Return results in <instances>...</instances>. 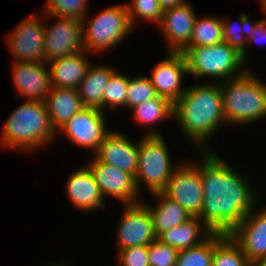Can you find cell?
<instances>
[{
    "mask_svg": "<svg viewBox=\"0 0 266 266\" xmlns=\"http://www.w3.org/2000/svg\"><path fill=\"white\" fill-rule=\"evenodd\" d=\"M202 154L198 169L204 200L197 217L213 233L230 234L249 212L255 211L257 192L250 181L213 150L203 151Z\"/></svg>",
    "mask_w": 266,
    "mask_h": 266,
    "instance_id": "obj_1",
    "label": "cell"
},
{
    "mask_svg": "<svg viewBox=\"0 0 266 266\" xmlns=\"http://www.w3.org/2000/svg\"><path fill=\"white\" fill-rule=\"evenodd\" d=\"M174 120L181 130L202 151L210 137L216 134L221 123H225L223 98L219 83H204L186 87L185 93L174 104Z\"/></svg>",
    "mask_w": 266,
    "mask_h": 266,
    "instance_id": "obj_2",
    "label": "cell"
},
{
    "mask_svg": "<svg viewBox=\"0 0 266 266\" xmlns=\"http://www.w3.org/2000/svg\"><path fill=\"white\" fill-rule=\"evenodd\" d=\"M0 144L5 149L33 151L48 145L57 132L44 101L26 100L5 122Z\"/></svg>",
    "mask_w": 266,
    "mask_h": 266,
    "instance_id": "obj_3",
    "label": "cell"
},
{
    "mask_svg": "<svg viewBox=\"0 0 266 266\" xmlns=\"http://www.w3.org/2000/svg\"><path fill=\"white\" fill-rule=\"evenodd\" d=\"M219 84L226 124H247L266 117V83L251 70Z\"/></svg>",
    "mask_w": 266,
    "mask_h": 266,
    "instance_id": "obj_4",
    "label": "cell"
},
{
    "mask_svg": "<svg viewBox=\"0 0 266 266\" xmlns=\"http://www.w3.org/2000/svg\"><path fill=\"white\" fill-rule=\"evenodd\" d=\"M181 53L186 61L188 75L196 79L209 76L220 83L242 76L249 70L242 68L245 67L242 55L226 42L212 46H187Z\"/></svg>",
    "mask_w": 266,
    "mask_h": 266,
    "instance_id": "obj_5",
    "label": "cell"
},
{
    "mask_svg": "<svg viewBox=\"0 0 266 266\" xmlns=\"http://www.w3.org/2000/svg\"><path fill=\"white\" fill-rule=\"evenodd\" d=\"M174 170L175 166L171 163L163 135L158 129H148L139 141L138 147V167L135 176L138 191H142L140 185L145 183L150 194L162 192Z\"/></svg>",
    "mask_w": 266,
    "mask_h": 266,
    "instance_id": "obj_6",
    "label": "cell"
},
{
    "mask_svg": "<svg viewBox=\"0 0 266 266\" xmlns=\"http://www.w3.org/2000/svg\"><path fill=\"white\" fill-rule=\"evenodd\" d=\"M81 21L84 50L90 53L114 48L134 29L126 4L107 7L95 18L86 20L84 17Z\"/></svg>",
    "mask_w": 266,
    "mask_h": 266,
    "instance_id": "obj_7",
    "label": "cell"
},
{
    "mask_svg": "<svg viewBox=\"0 0 266 266\" xmlns=\"http://www.w3.org/2000/svg\"><path fill=\"white\" fill-rule=\"evenodd\" d=\"M162 193L177 202L192 217L200 214L204 194L197 163L178 164Z\"/></svg>",
    "mask_w": 266,
    "mask_h": 266,
    "instance_id": "obj_8",
    "label": "cell"
},
{
    "mask_svg": "<svg viewBox=\"0 0 266 266\" xmlns=\"http://www.w3.org/2000/svg\"><path fill=\"white\" fill-rule=\"evenodd\" d=\"M57 18V22L44 30V62L46 64L62 57L75 55L84 50L82 21Z\"/></svg>",
    "mask_w": 266,
    "mask_h": 266,
    "instance_id": "obj_9",
    "label": "cell"
},
{
    "mask_svg": "<svg viewBox=\"0 0 266 266\" xmlns=\"http://www.w3.org/2000/svg\"><path fill=\"white\" fill-rule=\"evenodd\" d=\"M105 118L102 110L84 107L58 130L65 133L73 144L92 150L94 154L110 132L105 126Z\"/></svg>",
    "mask_w": 266,
    "mask_h": 266,
    "instance_id": "obj_10",
    "label": "cell"
},
{
    "mask_svg": "<svg viewBox=\"0 0 266 266\" xmlns=\"http://www.w3.org/2000/svg\"><path fill=\"white\" fill-rule=\"evenodd\" d=\"M117 229L118 251L135 246H148L157 237L148 207L141 202L125 204Z\"/></svg>",
    "mask_w": 266,
    "mask_h": 266,
    "instance_id": "obj_11",
    "label": "cell"
},
{
    "mask_svg": "<svg viewBox=\"0 0 266 266\" xmlns=\"http://www.w3.org/2000/svg\"><path fill=\"white\" fill-rule=\"evenodd\" d=\"M39 18L36 14L27 17L7 36L15 62H44L45 27Z\"/></svg>",
    "mask_w": 266,
    "mask_h": 266,
    "instance_id": "obj_12",
    "label": "cell"
},
{
    "mask_svg": "<svg viewBox=\"0 0 266 266\" xmlns=\"http://www.w3.org/2000/svg\"><path fill=\"white\" fill-rule=\"evenodd\" d=\"M90 161L92 162H89L87 167L92 172L103 197L109 195L122 201L124 205L141 202L140 192L132 174L95 158Z\"/></svg>",
    "mask_w": 266,
    "mask_h": 266,
    "instance_id": "obj_13",
    "label": "cell"
},
{
    "mask_svg": "<svg viewBox=\"0 0 266 266\" xmlns=\"http://www.w3.org/2000/svg\"><path fill=\"white\" fill-rule=\"evenodd\" d=\"M168 55L153 67L151 77L157 96L175 104L185 93L182 87V77L188 75L186 61L181 52H167Z\"/></svg>",
    "mask_w": 266,
    "mask_h": 266,
    "instance_id": "obj_14",
    "label": "cell"
},
{
    "mask_svg": "<svg viewBox=\"0 0 266 266\" xmlns=\"http://www.w3.org/2000/svg\"><path fill=\"white\" fill-rule=\"evenodd\" d=\"M187 2L163 12L158 27L166 38L168 52H182L190 44L197 16Z\"/></svg>",
    "mask_w": 266,
    "mask_h": 266,
    "instance_id": "obj_15",
    "label": "cell"
},
{
    "mask_svg": "<svg viewBox=\"0 0 266 266\" xmlns=\"http://www.w3.org/2000/svg\"><path fill=\"white\" fill-rule=\"evenodd\" d=\"M139 141L134 143L120 131H110L95 152V159L124 170L134 177L138 167Z\"/></svg>",
    "mask_w": 266,
    "mask_h": 266,
    "instance_id": "obj_16",
    "label": "cell"
},
{
    "mask_svg": "<svg viewBox=\"0 0 266 266\" xmlns=\"http://www.w3.org/2000/svg\"><path fill=\"white\" fill-rule=\"evenodd\" d=\"M261 209L249 212L229 234L250 262L266 257V207Z\"/></svg>",
    "mask_w": 266,
    "mask_h": 266,
    "instance_id": "obj_17",
    "label": "cell"
},
{
    "mask_svg": "<svg viewBox=\"0 0 266 266\" xmlns=\"http://www.w3.org/2000/svg\"><path fill=\"white\" fill-rule=\"evenodd\" d=\"M45 62H13V81L19 94L27 100L44 101L51 89L50 70Z\"/></svg>",
    "mask_w": 266,
    "mask_h": 266,
    "instance_id": "obj_18",
    "label": "cell"
},
{
    "mask_svg": "<svg viewBox=\"0 0 266 266\" xmlns=\"http://www.w3.org/2000/svg\"><path fill=\"white\" fill-rule=\"evenodd\" d=\"M67 197L78 210L89 211L105 207L99 186L87 166L72 172L66 185Z\"/></svg>",
    "mask_w": 266,
    "mask_h": 266,
    "instance_id": "obj_19",
    "label": "cell"
},
{
    "mask_svg": "<svg viewBox=\"0 0 266 266\" xmlns=\"http://www.w3.org/2000/svg\"><path fill=\"white\" fill-rule=\"evenodd\" d=\"M86 51L62 57L49 64L51 86L78 90L90 67Z\"/></svg>",
    "mask_w": 266,
    "mask_h": 266,
    "instance_id": "obj_20",
    "label": "cell"
},
{
    "mask_svg": "<svg viewBox=\"0 0 266 266\" xmlns=\"http://www.w3.org/2000/svg\"><path fill=\"white\" fill-rule=\"evenodd\" d=\"M51 124L55 131L63 126L75 113L84 108L76 89L52 86L44 99Z\"/></svg>",
    "mask_w": 266,
    "mask_h": 266,
    "instance_id": "obj_21",
    "label": "cell"
},
{
    "mask_svg": "<svg viewBox=\"0 0 266 266\" xmlns=\"http://www.w3.org/2000/svg\"><path fill=\"white\" fill-rule=\"evenodd\" d=\"M202 233L204 235H201ZM212 234V230L203 221L198 217H192L188 221L164 231L157 239L180 251L202 244ZM200 236L205 237H201L200 240Z\"/></svg>",
    "mask_w": 266,
    "mask_h": 266,
    "instance_id": "obj_22",
    "label": "cell"
},
{
    "mask_svg": "<svg viewBox=\"0 0 266 266\" xmlns=\"http://www.w3.org/2000/svg\"><path fill=\"white\" fill-rule=\"evenodd\" d=\"M153 196L159 201V204L156 205V207L150 206L144 201L142 202L149 209L156 237L164 231L178 226L192 218L191 214H189L177 202L166 197L162 192L153 193Z\"/></svg>",
    "mask_w": 266,
    "mask_h": 266,
    "instance_id": "obj_23",
    "label": "cell"
},
{
    "mask_svg": "<svg viewBox=\"0 0 266 266\" xmlns=\"http://www.w3.org/2000/svg\"><path fill=\"white\" fill-rule=\"evenodd\" d=\"M115 71V68L103 64L93 67L90 65L78 88L84 107L103 111L104 88Z\"/></svg>",
    "mask_w": 266,
    "mask_h": 266,
    "instance_id": "obj_24",
    "label": "cell"
},
{
    "mask_svg": "<svg viewBox=\"0 0 266 266\" xmlns=\"http://www.w3.org/2000/svg\"><path fill=\"white\" fill-rule=\"evenodd\" d=\"M134 111V119L141 125L157 124L162 120L174 118V104L162 97H155L153 99L146 100L141 104H138L131 108Z\"/></svg>",
    "mask_w": 266,
    "mask_h": 266,
    "instance_id": "obj_25",
    "label": "cell"
},
{
    "mask_svg": "<svg viewBox=\"0 0 266 266\" xmlns=\"http://www.w3.org/2000/svg\"><path fill=\"white\" fill-rule=\"evenodd\" d=\"M260 21L256 23H250L249 18L245 13L239 18L238 24L234 25L229 23V21L222 19V29H223V42H226L230 47L237 50L244 60L247 62V55L249 46L247 45V40L251 38L255 26ZM239 27V28H238Z\"/></svg>",
    "mask_w": 266,
    "mask_h": 266,
    "instance_id": "obj_26",
    "label": "cell"
},
{
    "mask_svg": "<svg viewBox=\"0 0 266 266\" xmlns=\"http://www.w3.org/2000/svg\"><path fill=\"white\" fill-rule=\"evenodd\" d=\"M223 233H213L202 244L180 250L176 266H212L214 245L224 236Z\"/></svg>",
    "mask_w": 266,
    "mask_h": 266,
    "instance_id": "obj_27",
    "label": "cell"
},
{
    "mask_svg": "<svg viewBox=\"0 0 266 266\" xmlns=\"http://www.w3.org/2000/svg\"><path fill=\"white\" fill-rule=\"evenodd\" d=\"M223 42L222 19L215 16L198 17L188 46H212Z\"/></svg>",
    "mask_w": 266,
    "mask_h": 266,
    "instance_id": "obj_28",
    "label": "cell"
},
{
    "mask_svg": "<svg viewBox=\"0 0 266 266\" xmlns=\"http://www.w3.org/2000/svg\"><path fill=\"white\" fill-rule=\"evenodd\" d=\"M212 266H250V261L240 245L226 234L214 245Z\"/></svg>",
    "mask_w": 266,
    "mask_h": 266,
    "instance_id": "obj_29",
    "label": "cell"
},
{
    "mask_svg": "<svg viewBox=\"0 0 266 266\" xmlns=\"http://www.w3.org/2000/svg\"><path fill=\"white\" fill-rule=\"evenodd\" d=\"M129 83V76L117 72L111 75L103 93V112L108 106L110 108L126 107L127 108V86Z\"/></svg>",
    "mask_w": 266,
    "mask_h": 266,
    "instance_id": "obj_30",
    "label": "cell"
},
{
    "mask_svg": "<svg viewBox=\"0 0 266 266\" xmlns=\"http://www.w3.org/2000/svg\"><path fill=\"white\" fill-rule=\"evenodd\" d=\"M87 2L88 0H47L43 11L49 17L82 20L88 15Z\"/></svg>",
    "mask_w": 266,
    "mask_h": 266,
    "instance_id": "obj_31",
    "label": "cell"
},
{
    "mask_svg": "<svg viewBox=\"0 0 266 266\" xmlns=\"http://www.w3.org/2000/svg\"><path fill=\"white\" fill-rule=\"evenodd\" d=\"M157 97V92L149 76L129 78L127 86V108L141 104L142 102Z\"/></svg>",
    "mask_w": 266,
    "mask_h": 266,
    "instance_id": "obj_32",
    "label": "cell"
},
{
    "mask_svg": "<svg viewBox=\"0 0 266 266\" xmlns=\"http://www.w3.org/2000/svg\"><path fill=\"white\" fill-rule=\"evenodd\" d=\"M131 25L135 27V19L140 17L160 24L164 10L161 8L158 0H132L126 4Z\"/></svg>",
    "mask_w": 266,
    "mask_h": 266,
    "instance_id": "obj_33",
    "label": "cell"
},
{
    "mask_svg": "<svg viewBox=\"0 0 266 266\" xmlns=\"http://www.w3.org/2000/svg\"><path fill=\"white\" fill-rule=\"evenodd\" d=\"M178 250L156 239L148 245L150 266H176Z\"/></svg>",
    "mask_w": 266,
    "mask_h": 266,
    "instance_id": "obj_34",
    "label": "cell"
},
{
    "mask_svg": "<svg viewBox=\"0 0 266 266\" xmlns=\"http://www.w3.org/2000/svg\"><path fill=\"white\" fill-rule=\"evenodd\" d=\"M119 266H150L148 246H135L117 252Z\"/></svg>",
    "mask_w": 266,
    "mask_h": 266,
    "instance_id": "obj_35",
    "label": "cell"
},
{
    "mask_svg": "<svg viewBox=\"0 0 266 266\" xmlns=\"http://www.w3.org/2000/svg\"><path fill=\"white\" fill-rule=\"evenodd\" d=\"M266 42V18L262 19L254 28L251 38L247 40V45Z\"/></svg>",
    "mask_w": 266,
    "mask_h": 266,
    "instance_id": "obj_36",
    "label": "cell"
},
{
    "mask_svg": "<svg viewBox=\"0 0 266 266\" xmlns=\"http://www.w3.org/2000/svg\"><path fill=\"white\" fill-rule=\"evenodd\" d=\"M158 2L163 10H167L173 7L183 5L186 1L185 0H158Z\"/></svg>",
    "mask_w": 266,
    "mask_h": 266,
    "instance_id": "obj_37",
    "label": "cell"
},
{
    "mask_svg": "<svg viewBox=\"0 0 266 266\" xmlns=\"http://www.w3.org/2000/svg\"><path fill=\"white\" fill-rule=\"evenodd\" d=\"M250 266H266V257L251 261Z\"/></svg>",
    "mask_w": 266,
    "mask_h": 266,
    "instance_id": "obj_38",
    "label": "cell"
},
{
    "mask_svg": "<svg viewBox=\"0 0 266 266\" xmlns=\"http://www.w3.org/2000/svg\"><path fill=\"white\" fill-rule=\"evenodd\" d=\"M260 6H262V10L264 11V15H266V0H261L260 1ZM266 18V17H265Z\"/></svg>",
    "mask_w": 266,
    "mask_h": 266,
    "instance_id": "obj_39",
    "label": "cell"
},
{
    "mask_svg": "<svg viewBox=\"0 0 266 266\" xmlns=\"http://www.w3.org/2000/svg\"><path fill=\"white\" fill-rule=\"evenodd\" d=\"M64 265H65L64 263H63V264H62V263H60V264L57 263V264H51V265H49V266H64ZM47 266H48V265H47Z\"/></svg>",
    "mask_w": 266,
    "mask_h": 266,
    "instance_id": "obj_40",
    "label": "cell"
}]
</instances>
